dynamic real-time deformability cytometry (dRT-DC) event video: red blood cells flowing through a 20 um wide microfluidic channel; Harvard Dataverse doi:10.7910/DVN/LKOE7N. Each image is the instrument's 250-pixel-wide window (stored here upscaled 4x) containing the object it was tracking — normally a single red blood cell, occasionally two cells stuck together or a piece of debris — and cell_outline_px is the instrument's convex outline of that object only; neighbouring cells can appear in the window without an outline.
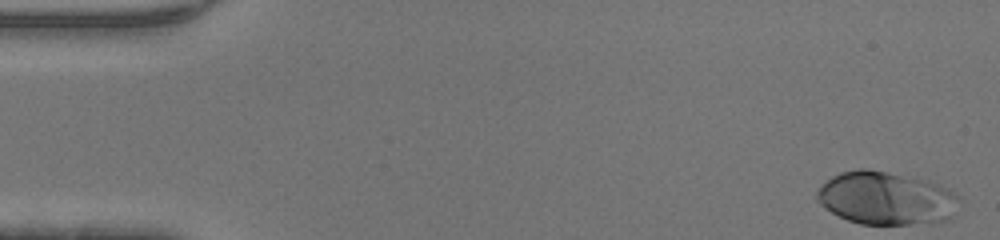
{"species": "human", "species_latin": "Homo sapiens", "temperature_condition": "warm", "stored_images_in_passage": 46, "camera_frame_rate_fps": 3000, "um_per_image_px": 0.085, "donor": {"sex": "male"}, "frame": {"image": 1, "passage_image": 1, "time_ms": 0.0, "image_size_px": [1000, 240], "cell_outline_px": [[960, 200], [952, 216], [948, 220], [908, 224], [860, 224], [848, 220], [832, 212], [820, 204], [816, 200], [816, 192], [832, 176], [840, 172], [860, 168], [864, 168], [912, 176], [928, 180], [940, 184], [956, 192], [960, 196]], "centroid_in_image_um": [75.36, 16.83], "position_along_channel_um": 9.6, "area_um2": 44.16}}
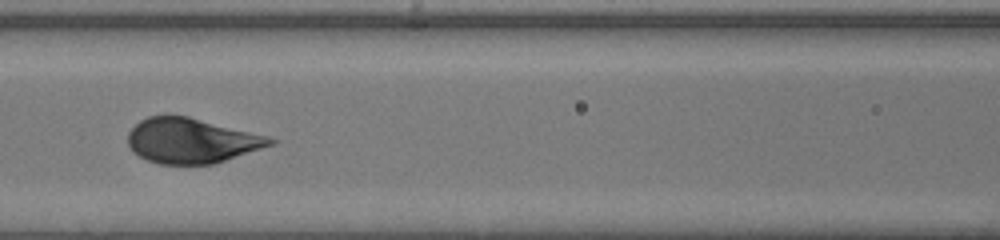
{"frame": {"image": 2, "passage_image": 20, "time_ms": 6.333, "image_size_px": [1000, 240], "cell_outline_px": [[276, 144], [212, 164], [160, 164], [148, 160], [132, 152], [128, 144], [128, 132], [140, 120], [148, 116], [188, 116], [268, 136], [276, 140]], "centroid_in_image_um": [16.27, 11.96], "position_along_channel_um": 150.3, "area_um2": 37.11}}
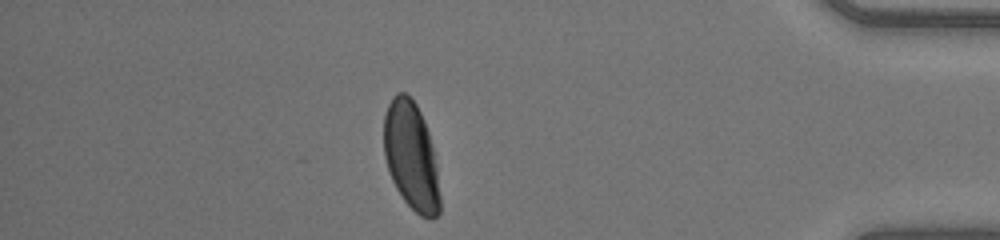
{"frame": {"image": 3, "passage_image": 40, "time_ms": 13.0, "image_size_px": [1000, 240], "cell_outline_px": [[440, 212], [432, 220], [428, 220], [420, 216], [404, 200], [396, 188], [388, 172], [384, 156], [384, 116], [388, 104], [392, 96], [396, 92], [404, 92], [416, 104], [424, 120], [428, 132], [432, 148], [436, 168], [440, 196]], "centroid_in_image_um": [34.93, 13.29], "position_along_channel_um": 400.3, "area_um2": 35.26}}